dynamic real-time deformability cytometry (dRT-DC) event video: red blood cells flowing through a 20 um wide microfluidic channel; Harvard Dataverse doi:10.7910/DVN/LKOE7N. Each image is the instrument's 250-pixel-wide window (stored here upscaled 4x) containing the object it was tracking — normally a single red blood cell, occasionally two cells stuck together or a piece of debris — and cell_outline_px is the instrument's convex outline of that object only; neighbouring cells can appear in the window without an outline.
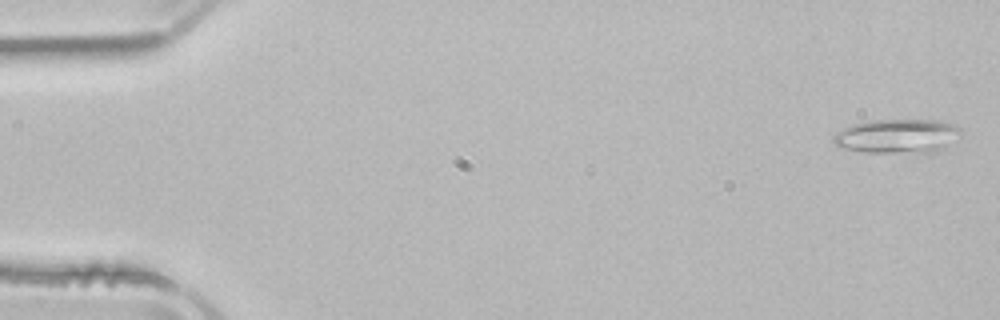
{"species": "common noctule bat (a hibernating species)", "species_latin": "Nyctalus noctula", "temperature_condition": "room temperature", "stored_images_in_passage": 8, "camera_frame_rate_fps": 3000, "um_per_image_px": 0.085, "animal": {"sex": "male", "body_mass_g": 21.5, "forearm_length_mm": 52.0}, "frame": {"image": 1, "passage_image": 1, "time_ms": 0.0, "image_size_px": [1000, 320], "cell_outline_px": [[960, 132], [944, 148], [936, 152], [864, 152], [836, 148], [832, 140], [832, 136], [836, 132], [852, 124], [872, 120], [940, 120], [952, 124], [960, 128]], "centroid_in_image_um": [76.18, 11.57], "position_along_channel_um": 8.8, "area_um2": 25.32}}